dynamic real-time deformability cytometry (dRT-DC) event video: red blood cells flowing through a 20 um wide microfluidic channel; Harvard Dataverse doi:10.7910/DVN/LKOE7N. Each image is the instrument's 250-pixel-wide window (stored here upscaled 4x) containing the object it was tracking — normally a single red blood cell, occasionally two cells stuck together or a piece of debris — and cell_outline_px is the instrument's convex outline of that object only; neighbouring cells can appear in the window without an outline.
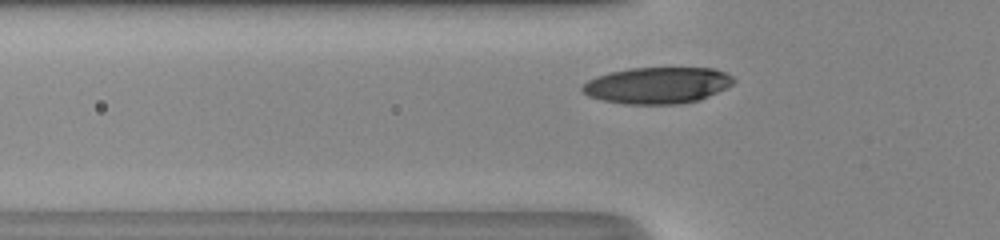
{"species": "human", "species_latin": "Homo sapiens", "temperature_condition": "room temperature", "stored_images_in_passage": 27, "camera_frame_rate_fps": 3000, "um_per_image_px": 0.085, "donor": {"sex": "male"}, "frame": {"image": 1, "passage_image": 4, "time_ms": 1.0, "image_size_px": [1000, 240], "cell_outline_px": [[736, 80], [732, 84], [700, 100], [680, 104], [624, 104], [604, 100], [588, 96], [580, 88], [588, 80], [596, 76], [608, 72], [628, 68], [712, 68], [724, 72], [732, 76]], "centroid_in_image_um": [55.85, 7.25], "position_along_channel_um": 69.9, "area_um2": 32.08}}
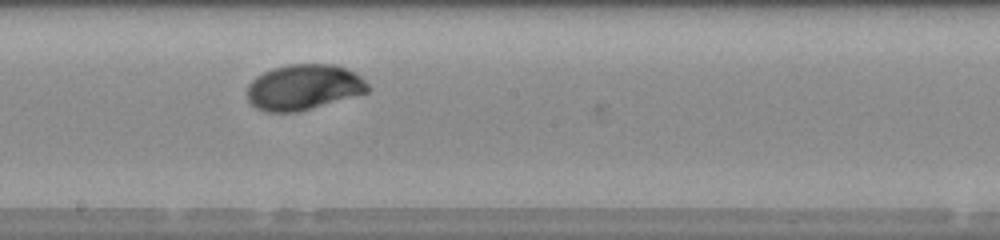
{"frame": {"image": 2, "passage_image": 15, "time_ms": 4.667, "image_size_px": [1000, 240], "cell_outline_px": [[368, 92], [300, 112], [264, 112], [256, 108], [248, 100], [248, 84], [256, 76], [272, 68], [288, 64], [336, 64], [360, 76], [368, 84]], "centroid_in_image_um": [25.79, 7.42], "position_along_channel_um": 222.4, "area_um2": 32.08}}
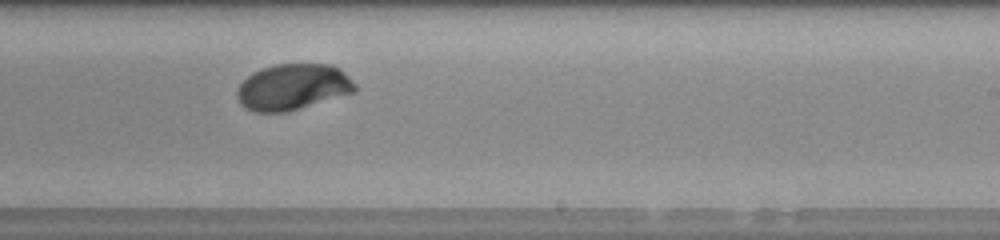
{"frame": {"image": 3, "passage_image": 18, "time_ms": 5.667, "image_size_px": [1000, 240], "cell_outline_px": [[356, 92], [288, 112], [252, 112], [240, 104], [236, 96], [236, 92], [240, 84], [252, 72], [260, 68], [276, 64], [332, 64], [340, 68], [356, 84]], "centroid_in_image_um": [24.89, 7.4], "position_along_channel_um": 264.1, "area_um2": 32.02}, "authors_computed_cell_mechanics": {"area_um2": 32.0212, "velocity_mm_per_s": 4.177, "shape_relaxation_time_tau1_ms": 2.0579, "shape_relaxation_time_tau2_ms": null, "deformation_change_tau1": 0.1153, "deformation_change_tau2": null}}